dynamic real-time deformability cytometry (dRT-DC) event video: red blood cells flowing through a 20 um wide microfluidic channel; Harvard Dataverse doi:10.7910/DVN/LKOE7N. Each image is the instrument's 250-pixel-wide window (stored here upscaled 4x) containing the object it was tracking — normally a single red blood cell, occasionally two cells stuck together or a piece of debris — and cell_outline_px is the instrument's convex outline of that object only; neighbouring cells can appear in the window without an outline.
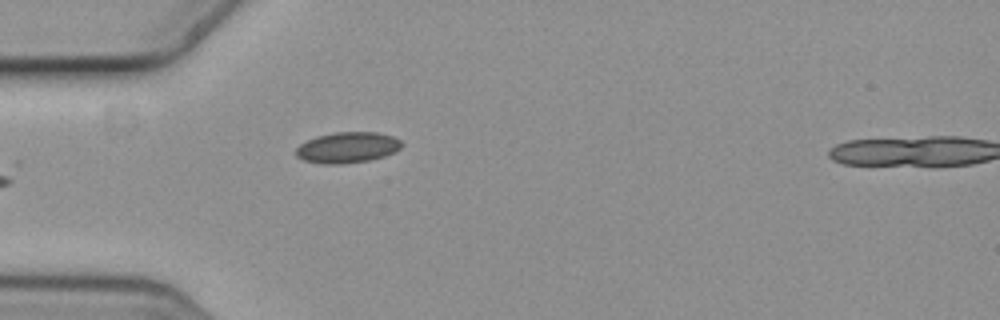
{"species": "common noctule bat (a hibernating species)", "species_latin": "Nyctalus noctula", "temperature_condition": "cold", "stored_images_in_passage": 5, "camera_frame_rate_fps": 3000, "um_per_image_px": 0.085, "animal": {"sex": "female", "body_mass_g": 19.3, "forearm_length_mm": 54.1}, "frame": {"image": 1, "passage_image": 5, "time_ms": 1.333, "image_size_px": [1000, 320], "cell_outline_px": [[404, 144], [396, 152], [384, 156], [368, 160], [344, 164], [320, 164], [304, 160], [296, 156], [296, 148], [300, 144], [316, 136], [336, 132], [376, 132], [392, 136], [400, 140]], "centroid_in_image_um": [29.54, 12.54], "position_along_channel_um": 55.5, "area_um2": 19.07}}